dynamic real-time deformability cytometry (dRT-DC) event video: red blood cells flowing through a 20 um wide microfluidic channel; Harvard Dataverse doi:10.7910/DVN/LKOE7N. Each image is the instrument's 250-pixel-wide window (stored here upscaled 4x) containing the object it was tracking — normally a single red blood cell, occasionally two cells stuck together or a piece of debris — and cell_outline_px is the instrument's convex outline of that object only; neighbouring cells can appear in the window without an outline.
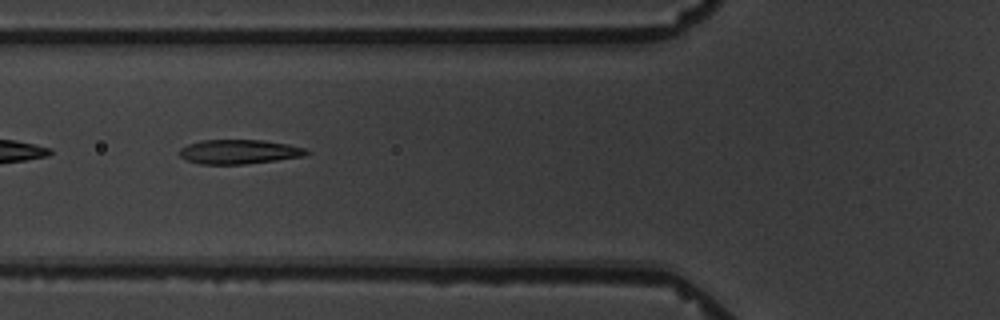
{"species": "common noctule bat (a hibernating species)", "species_latin": "Nyctalus noctula", "temperature_condition": "warm", "stored_images_in_passage": 9, "camera_frame_rate_fps": 3000, "um_per_image_px": 0.085, "animal": {"sex": "male", "body_mass_g": 19.5, "forearm_length_mm": 54.6}, "frame": {"image": 1, "passage_image": 4, "time_ms": 3.667, "image_size_px": [1000, 320], "cell_outline_px": [[312, 152], [304, 156], [276, 160], [244, 164], [200, 164], [188, 160], [180, 156], [180, 148], [188, 144], [200, 140], [264, 140], [288, 144], [308, 148]], "centroid_in_image_um": [20.37, 12.89], "position_along_channel_um": 105.4, "area_um2": 18.09}}
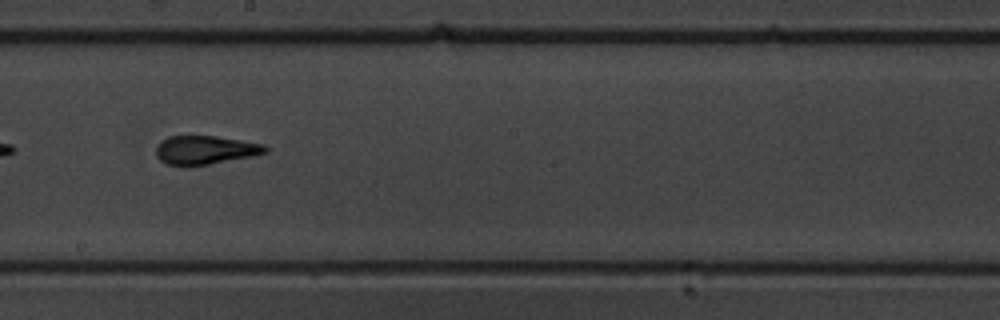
{"frame": {"image": 2, "passage_image": 7, "time_ms": 7.333, "image_size_px": [1000, 320], "cell_outline_px": [[268, 152], [252, 156], [208, 164], [168, 164], [160, 160], [156, 156], [156, 144], [160, 140], [168, 136], [216, 136], [264, 144], [268, 148]], "centroid_in_image_um": [17.44, 12.72], "position_along_channel_um": 230.8, "area_um2": 17.98}}
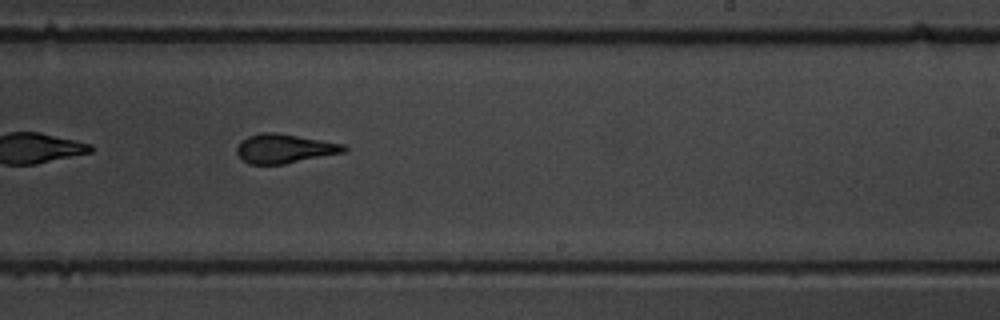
{"frame": {"image": 3, "passage_image": 8, "time_ms": 8.333, "image_size_px": [1000, 320], "cell_outline_px": [[348, 148], [344, 152], [284, 164], [248, 164], [236, 152], [236, 148], [240, 140], [248, 136], [260, 132], [276, 132], [344, 144]], "centroid_in_image_um": [24.15, 12.62], "position_along_channel_um": 264.9, "area_um2": 18.15}}